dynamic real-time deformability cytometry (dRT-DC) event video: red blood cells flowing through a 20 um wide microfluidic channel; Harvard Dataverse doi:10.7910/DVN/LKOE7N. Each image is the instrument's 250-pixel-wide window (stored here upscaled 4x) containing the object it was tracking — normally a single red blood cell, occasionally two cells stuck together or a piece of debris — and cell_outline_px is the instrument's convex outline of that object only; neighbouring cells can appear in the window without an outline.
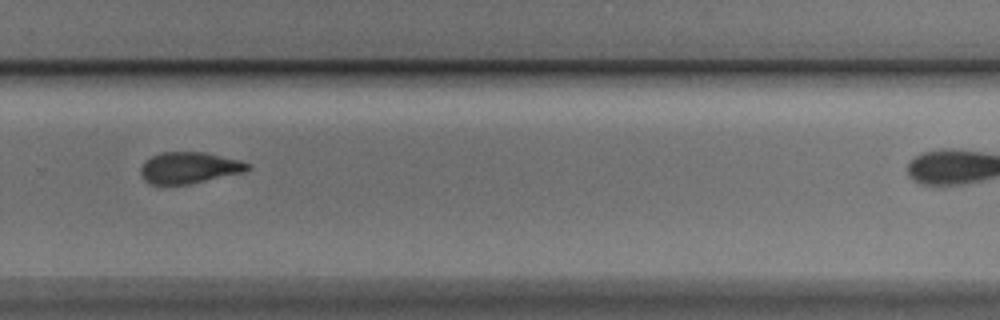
{"species": "Egyptian fruit bat (a non-hibernating species)", "species_latin": "Rousettus aegyptiacus", "temperature_condition": "cold", "stored_images_in_passage": 13, "camera_frame_rate_fps": 3000, "um_per_image_px": 0.085, "animal": {"sex": "male"}, "frame": {"image": 1, "passage_image": 11, "time_ms": 12.667, "image_size_px": [1000, 320], "cell_outline_px": [[248, 168], [244, 172], [188, 184], [148, 184], [144, 180], [140, 172], [140, 168], [144, 160], [160, 152], [204, 152], [240, 160], [248, 164]], "centroid_in_image_um": [16.02, 14.25], "position_along_channel_um": 313.8, "area_um2": 19.42}}